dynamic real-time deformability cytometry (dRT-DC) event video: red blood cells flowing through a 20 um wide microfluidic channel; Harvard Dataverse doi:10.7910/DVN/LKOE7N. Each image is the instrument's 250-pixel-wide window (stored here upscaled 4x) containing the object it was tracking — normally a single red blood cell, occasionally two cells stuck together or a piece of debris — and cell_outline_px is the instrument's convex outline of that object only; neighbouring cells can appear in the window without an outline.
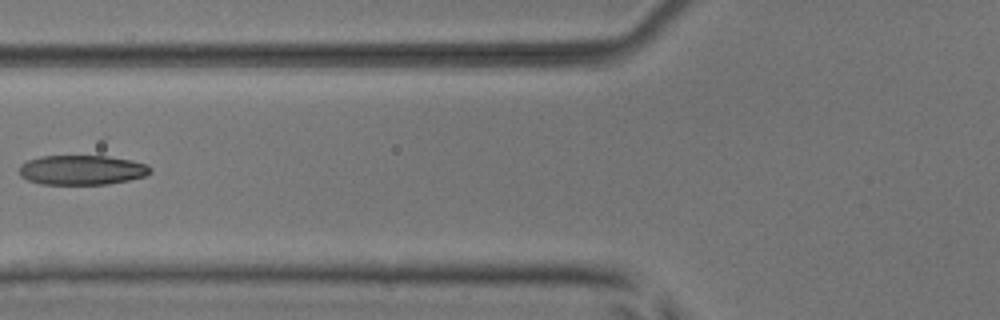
{"species": "common noctule bat (a hibernating species)", "species_latin": "Nyctalus noctula", "temperature_condition": "room temperature", "stored_images_in_passage": 8, "camera_frame_rate_fps": 3000, "um_per_image_px": 0.085, "animal": {"sex": "male", "body_mass_g": 17.9, "forearm_length_mm": 54.2}, "frame": {"image": 1, "passage_image": 7, "time_ms": 2.0, "image_size_px": [1000, 320], "cell_outline_px": [[152, 172], [144, 176], [128, 180], [108, 184], [40, 184], [28, 180], [20, 176], [20, 164], [28, 160], [40, 156], [100, 152], [148, 164], [152, 168]], "centroid_in_image_um": [7.0, 14.38], "position_along_channel_um": 118.8, "area_um2": 23.99}}
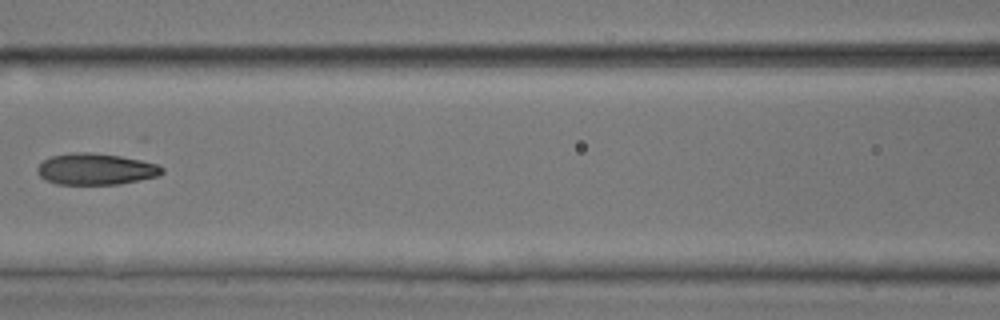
{"frame": {"image": 2, "passage_image": 8, "time_ms": 2.333, "image_size_px": [1000, 320], "cell_outline_px": [[164, 172], [156, 176], [120, 184], [56, 184], [40, 176], [36, 172], [36, 168], [44, 160], [52, 156], [72, 152], [92, 152], [120, 156], [140, 160], [156, 164], [164, 168]], "centroid_in_image_um": [8.12, 14.37], "position_along_channel_um": 158.5, "area_um2": 22.66}}